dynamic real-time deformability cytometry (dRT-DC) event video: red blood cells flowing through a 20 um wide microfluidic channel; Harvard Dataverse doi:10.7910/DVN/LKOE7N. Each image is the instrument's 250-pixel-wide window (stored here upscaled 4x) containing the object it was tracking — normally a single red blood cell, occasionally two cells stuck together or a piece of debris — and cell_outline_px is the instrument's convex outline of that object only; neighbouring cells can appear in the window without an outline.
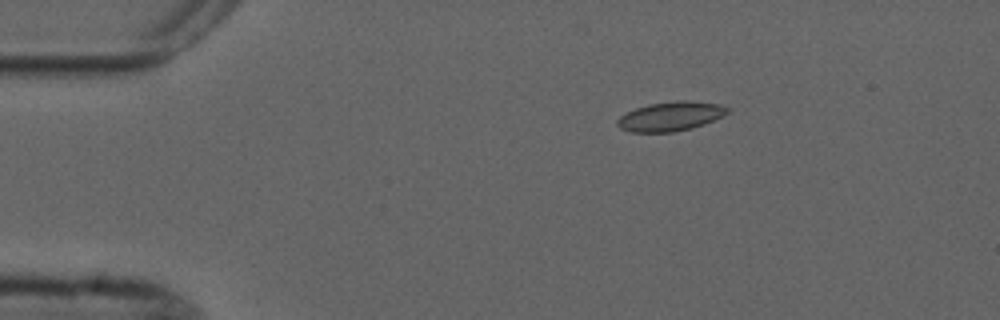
{"species": "common noctule bat (a hibernating species)", "species_latin": "Nyctalus noctula", "temperature_condition": "cold", "stored_images_in_passage": 5, "camera_frame_rate_fps": 3000, "um_per_image_px": 0.085, "animal": {"sex": "male", "forearm_length_mm": 52.5}, "frame": {"image": 1, "passage_image": 3, "time_ms": 2.333, "image_size_px": [1000, 320], "cell_outline_px": [[728, 112], [724, 116], [704, 124], [692, 128], [672, 132], [632, 132], [620, 128], [616, 124], [616, 120], [620, 116], [636, 108], [648, 104], [680, 100], [684, 100], [720, 104], [728, 108]], "centroid_in_image_um": [57.0, 9.89], "position_along_channel_um": 28.0, "area_um2": 18.73}}
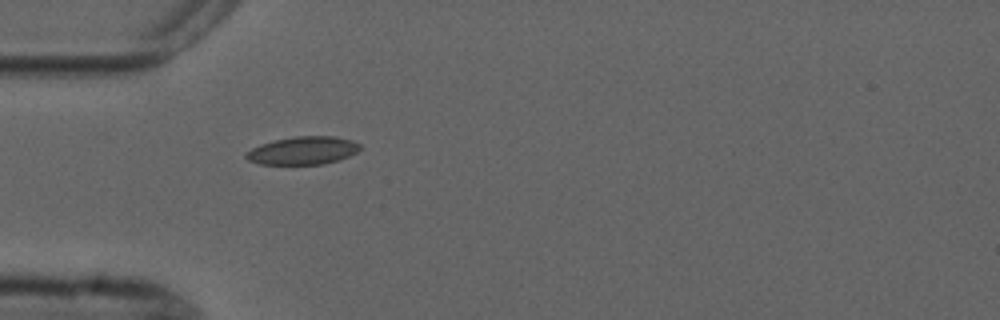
{"frame": {"image": 2, "passage_image": 5, "time_ms": 4.667, "image_size_px": [1000, 320], "cell_outline_px": [[360, 148], [356, 152], [348, 156], [324, 164], [260, 164], [248, 160], [244, 156], [244, 152], [260, 144], [292, 136], [336, 136], [352, 140], [360, 144]], "centroid_in_image_um": [25.72, 12.79], "position_along_channel_um": 59.3, "area_um2": 18.55}}